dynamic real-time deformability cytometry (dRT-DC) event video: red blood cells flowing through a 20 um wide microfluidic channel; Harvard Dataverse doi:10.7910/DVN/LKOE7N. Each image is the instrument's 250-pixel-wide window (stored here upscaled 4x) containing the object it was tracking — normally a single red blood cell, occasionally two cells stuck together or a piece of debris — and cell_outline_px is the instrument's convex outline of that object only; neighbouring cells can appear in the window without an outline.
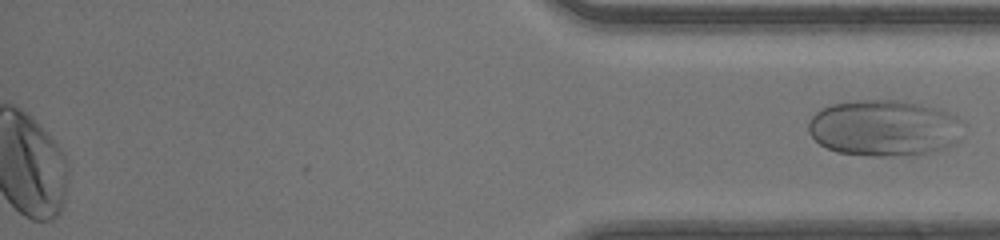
{"species": "human", "species_latin": "Homo sapiens", "temperature_condition": "room temperature", "stored_images_in_passage": 40, "segment_of_instrument_passage": [2, 2], "camera_frame_rate_fps": 3000, "um_per_image_px": 0.085, "donor": {"sex": "male"}, "frame": {"image": 1, "passage_image": 40, "time_ms": 13.0, "image_size_px": [1000, 240], "cell_outline_px": [[964, 124], [960, 140], [944, 148], [928, 152], [892, 156], [872, 156], [836, 152], [820, 144], [808, 132], [808, 120], [816, 112], [832, 104], [856, 100], [900, 100], [940, 108], [956, 116]], "centroid_in_image_um": [75.17, 10.87], "position_along_channel_um": 360.0, "area_um2": 50.92}}